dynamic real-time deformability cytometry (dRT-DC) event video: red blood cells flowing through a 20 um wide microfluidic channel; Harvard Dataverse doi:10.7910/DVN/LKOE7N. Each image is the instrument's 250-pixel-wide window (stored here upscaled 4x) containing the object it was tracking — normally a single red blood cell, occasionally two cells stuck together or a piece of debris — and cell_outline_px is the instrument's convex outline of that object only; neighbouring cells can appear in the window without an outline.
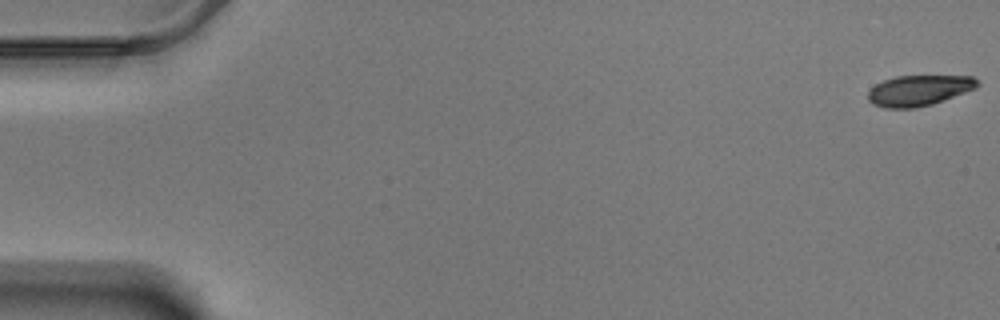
{"species": "Egyptian fruit bat (a non-hibernating species)", "species_latin": "Rousettus aegyptiacus", "temperature_condition": "warm", "stored_images_in_passage": 59, "camera_frame_rate_fps": 3000, "um_per_image_px": 0.085, "animal": {"sex": "male"}, "frame": {"image": 1, "passage_image": 1, "time_ms": 0.0, "image_size_px": [1000, 320], "cell_outline_px": [[980, 84], [976, 88], [932, 104], [916, 108], [884, 108], [872, 104], [868, 100], [868, 92], [876, 84], [884, 80], [896, 76], [972, 76]], "centroid_in_image_um": [78.08, 7.69], "position_along_channel_um": 6.9, "area_um2": 19.42}}
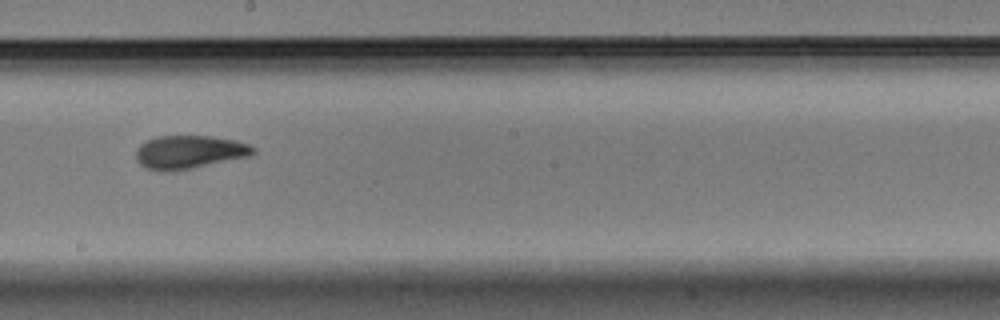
{"frame": {"image": 2, "passage_image": 34, "time_ms": 11.0, "image_size_px": [1000, 320], "cell_outline_px": [[256, 152], [252, 156], [172, 172], [160, 172], [144, 168], [136, 160], [136, 152], [140, 144], [156, 136], [208, 136], [236, 140], [248, 144], [256, 148]], "centroid_in_image_um": [16.09, 12.94], "position_along_channel_um": 232.1, "area_um2": 23.06}}
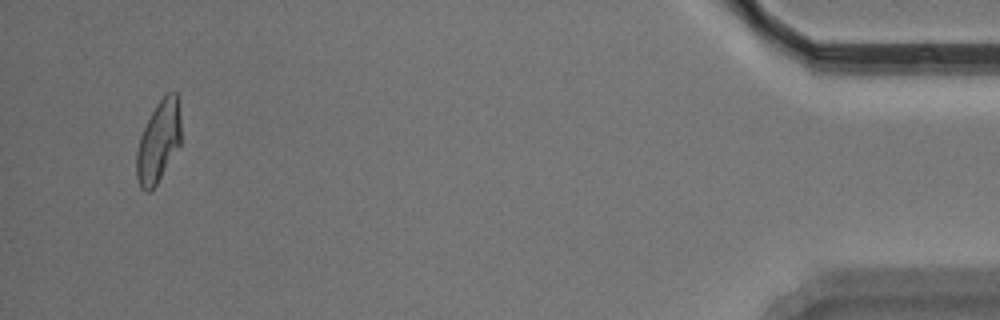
{"frame": {"image": 3, "passage_image": 57, "time_ms": 18.667, "image_size_px": [1000, 320], "cell_outline_px": [[180, 144], [156, 184], [148, 192], [144, 192], [140, 188], [136, 176], [136, 152], [140, 136], [156, 104], [168, 92], [176, 92], [180, 96]], "centroid_in_image_um": [13.47, 12.01], "position_along_channel_um": 421.7, "area_um2": 21.04}, "authors_computed_cell_mechanics": {"area_um2": 21.7328, "velocity_mm_per_s": 3.4612, "shape_relaxation_time_tau1_ms": 6.324, "shape_relaxation_time_tau2_ms": 1.9634, "deformation_change_tau1": 0.1843, "deformation_change_tau2": 0.0842}}